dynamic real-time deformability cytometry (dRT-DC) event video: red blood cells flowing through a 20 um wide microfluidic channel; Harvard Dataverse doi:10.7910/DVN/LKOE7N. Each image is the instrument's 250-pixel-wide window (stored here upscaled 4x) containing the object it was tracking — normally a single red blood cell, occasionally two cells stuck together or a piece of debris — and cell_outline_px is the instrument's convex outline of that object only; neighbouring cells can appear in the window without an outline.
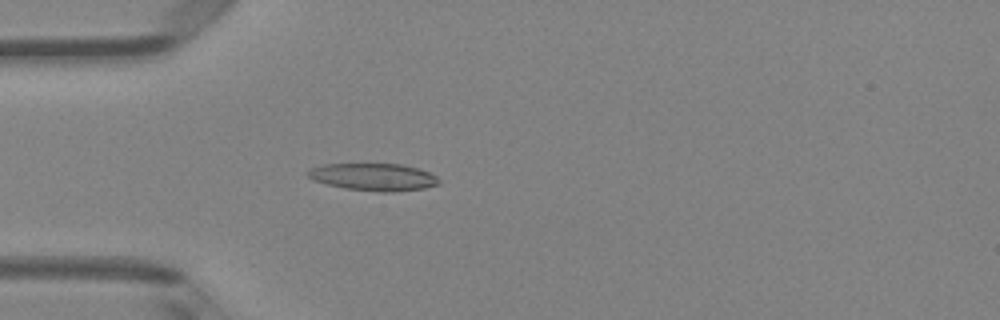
{"species": "Egyptian fruit bat (a non-hibernating species)", "species_latin": "Rousettus aegyptiacus", "temperature_condition": "room temperature", "stored_images_in_passage": 36, "camera_frame_rate_fps": 3000, "um_per_image_px": 0.085, "animal": {"sex": "female"}, "frame": {"image": 1, "passage_image": 4, "time_ms": 1.0, "image_size_px": [1000, 320], "cell_outline_px": [[440, 184], [424, 188], [396, 192], [380, 192], [344, 188], [312, 180], [304, 172], [312, 168], [324, 164], [400, 164], [416, 168], [428, 172], [436, 176], [440, 180]], "centroid_in_image_um": [31.74, 15.05], "position_along_channel_um": 53.3, "area_um2": 20.87}}
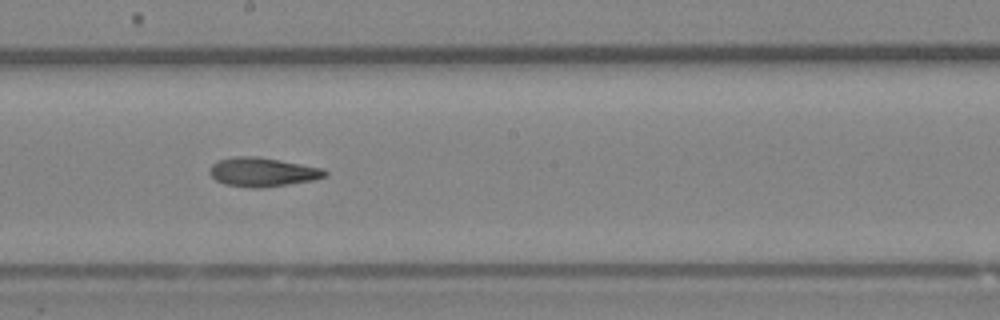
{"frame": {"image": 2, "passage_image": 17, "time_ms": 5.333, "image_size_px": [1000, 320], "cell_outline_px": [[328, 172], [324, 176], [312, 180], [264, 188], [252, 188], [224, 184], [216, 180], [208, 172], [208, 168], [216, 160], [232, 156], [256, 156], [280, 160], [324, 168]], "centroid_in_image_um": [22.26, 14.61], "position_along_channel_um": 225.9, "area_um2": 19.65}}
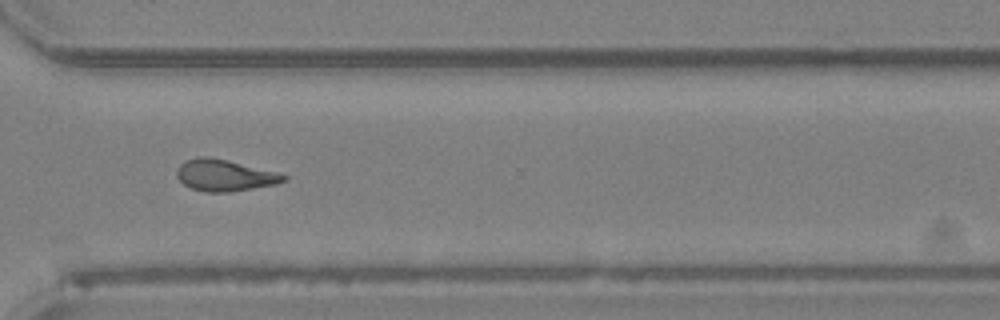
{"frame": {"image": 3, "passage_image": 26, "time_ms": 8.333, "image_size_px": [1000, 320], "cell_outline_px": [[288, 176], [284, 180], [276, 184], [228, 192], [204, 192], [192, 188], [184, 184], [176, 176], [176, 168], [184, 160], [196, 156], [208, 156], [228, 160], [276, 172]], "centroid_in_image_um": [19.03, 14.88], "position_along_channel_um": 351.6, "area_um2": 19.59}, "authors_computed_cell_mechanics": {"area_um2": 19.6809, "velocity_mm_per_s": 4.1814, "shape_relaxation_time_tau1_ms": 5.5057, "shape_relaxation_time_tau2_ms": 3.7015, "deformation_change_tau1": 0.1879, "deformation_change_tau2": 0.1305}}